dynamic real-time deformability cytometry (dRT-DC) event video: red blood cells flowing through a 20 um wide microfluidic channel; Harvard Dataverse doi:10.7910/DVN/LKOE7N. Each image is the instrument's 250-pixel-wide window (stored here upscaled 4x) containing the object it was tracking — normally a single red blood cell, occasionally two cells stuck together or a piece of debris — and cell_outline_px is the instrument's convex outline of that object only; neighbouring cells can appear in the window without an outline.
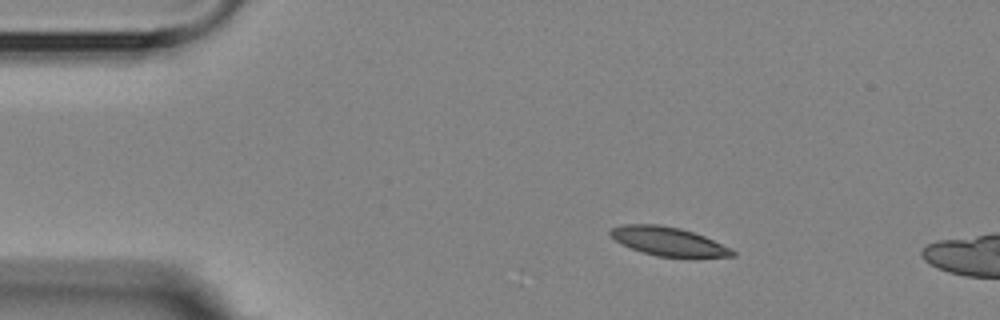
{"species": "Egyptian fruit bat (a non-hibernating species)", "species_latin": "Rousettus aegyptiacus", "temperature_condition": "room temperature", "stored_images_in_passage": 4, "camera_frame_rate_fps": 3000, "um_per_image_px": 0.085, "animal": {"sex": "female"}, "frame": {"image": 1, "passage_image": 1, "time_ms": 0.0, "image_size_px": [1000, 320], "cell_outline_px": [[736, 256], [656, 256], [620, 244], [608, 232], [612, 228], [624, 224], [660, 224], [680, 228], [704, 236], [732, 248], [736, 252]], "centroid_in_image_um": [56.8, 20.5], "position_along_channel_um": 28.2, "area_um2": 20.06}}
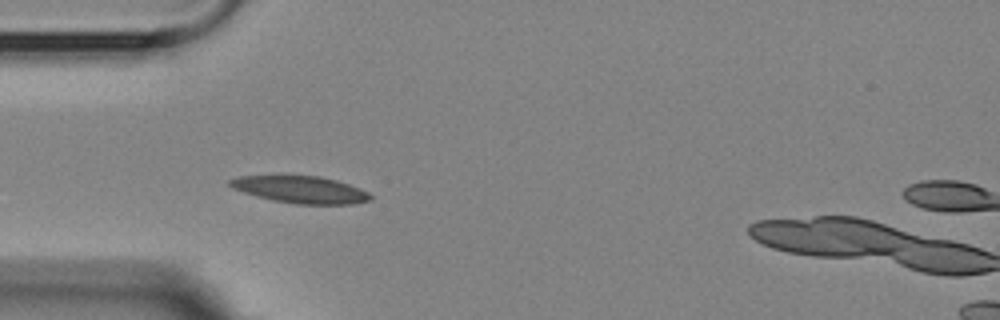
{"frame": {"image": 2, "passage_image": 3, "time_ms": 2.333, "image_size_px": [1000, 320], "cell_outline_px": [[372, 200], [352, 204], [296, 204], [272, 200], [256, 196], [232, 188], [228, 184], [228, 180], [240, 176], [320, 176], [336, 180], [360, 188], [368, 192], [372, 196]], "centroid_in_image_um": [25.56, 16.12], "position_along_channel_um": 59.4, "area_um2": 22.08}}